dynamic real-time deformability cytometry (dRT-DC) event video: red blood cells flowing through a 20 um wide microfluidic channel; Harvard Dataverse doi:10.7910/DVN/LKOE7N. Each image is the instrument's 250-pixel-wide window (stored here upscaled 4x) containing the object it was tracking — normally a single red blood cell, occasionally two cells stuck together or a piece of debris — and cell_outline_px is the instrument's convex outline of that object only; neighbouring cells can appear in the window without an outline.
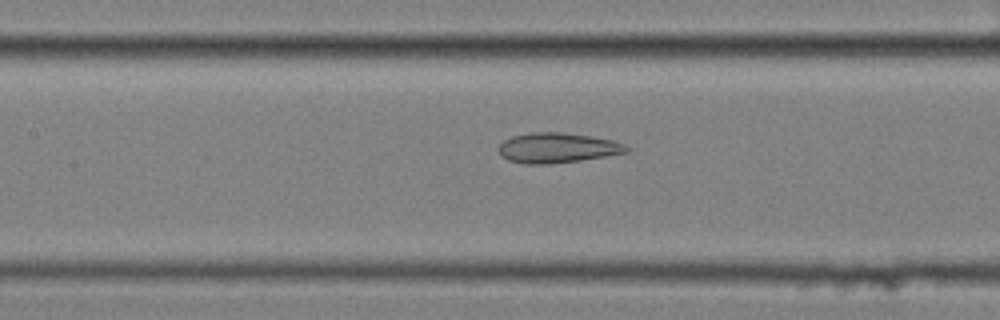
{"species": "common noctule bat (a hibernating species)", "species_latin": "Nyctalus noctula", "temperature_condition": "cold", "stored_images_in_passage": 58, "camera_frame_rate_fps": 3000, "um_per_image_px": 0.085, "animal": {"sex": "female", "body_mass_g": 25.1}, "frame": {"image": 1, "passage_image": 26, "time_ms": 8.333, "image_size_px": [1000, 320], "cell_outline_px": [[632, 148], [628, 152], [580, 160], [548, 164], [524, 164], [508, 160], [500, 156], [496, 148], [504, 140], [512, 136], [532, 132], [564, 132], [592, 136], [612, 140], [624, 144]], "centroid_in_image_um": [47.34, 12.56], "position_along_channel_um": 160.1, "area_um2": 22.6}}
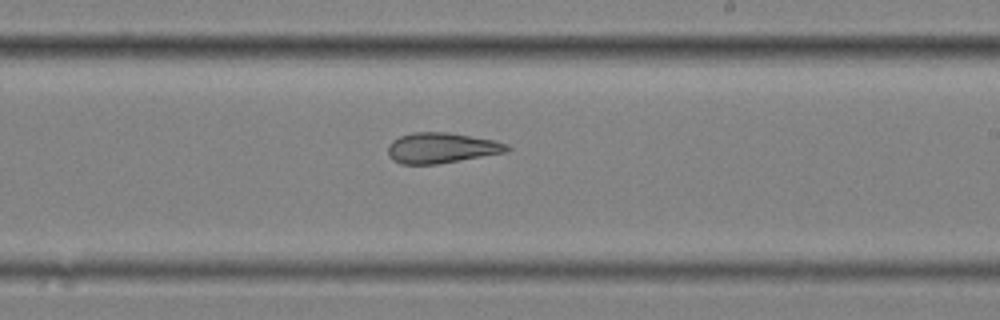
{"frame": {"image": 2, "passage_image": 34, "time_ms": 11.0, "image_size_px": [1000, 320], "cell_outline_px": [[512, 148], [508, 152], [436, 164], [400, 164], [392, 160], [388, 156], [388, 144], [392, 140], [400, 136], [412, 132], [448, 132], [496, 140], [508, 144]], "centroid_in_image_um": [37.53, 12.57], "position_along_channel_um": 251.5, "area_um2": 21.39}}
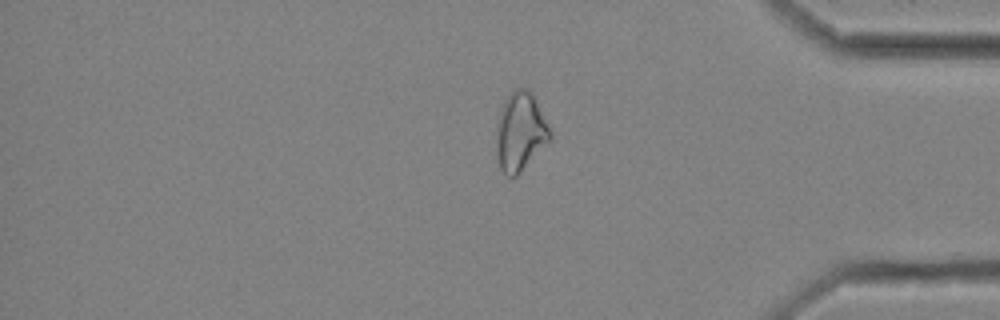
{"frame": {"image": 3, "passage_image": 48, "time_ms": 15.667, "image_size_px": [1000, 320], "cell_outline_px": [[552, 140], [516, 176], [504, 176], [496, 160], [496, 124], [500, 108], [504, 100], [512, 88], [528, 88], [532, 92], [552, 132]], "centroid_in_image_um": [44.21, 11.19], "position_along_channel_um": 391.0, "area_um2": 25.32}, "authors_computed_cell_mechanics": {"area_um2": 25.8077, "velocity_mm_per_s": 3.4358, "shape_relaxation_time_tau1_ms": null, "shape_relaxation_time_tau2_ms": 3.0474, "deformation_change_tau1": null, "deformation_change_tau2": 0.1198}}